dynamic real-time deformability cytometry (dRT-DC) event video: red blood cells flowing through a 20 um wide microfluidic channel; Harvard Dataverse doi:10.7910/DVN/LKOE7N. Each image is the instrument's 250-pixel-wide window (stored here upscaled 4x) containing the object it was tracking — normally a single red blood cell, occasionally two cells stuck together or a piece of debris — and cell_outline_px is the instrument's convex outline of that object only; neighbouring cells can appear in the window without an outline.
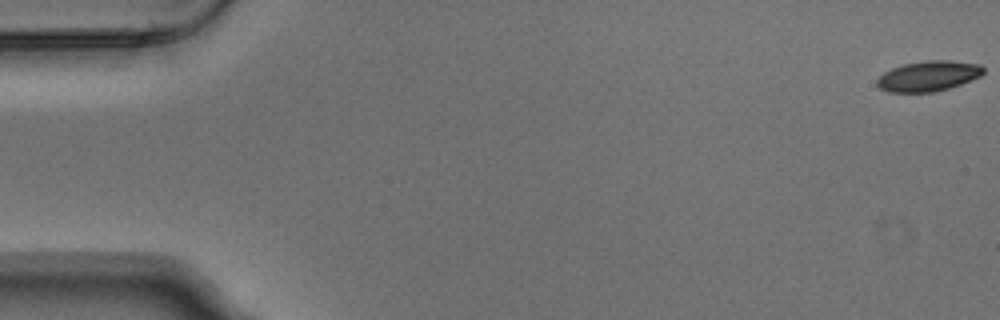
{"species": "Egyptian fruit bat (a non-hibernating species)", "species_latin": "Rousettus aegyptiacus", "temperature_condition": "warm", "stored_images_in_passage": 9, "segment_of_instrument_passage": [1, 2], "camera_frame_rate_fps": 3000, "um_per_image_px": 0.085, "animal": {"sex": "male"}, "frame": {"image": 1, "passage_image": 1, "time_ms": 0.0, "image_size_px": [1000, 320], "cell_outline_px": [[984, 72], [980, 76], [960, 84], [948, 88], [932, 92], [888, 92], [880, 88], [876, 84], [876, 80], [884, 72], [892, 68], [904, 64], [928, 60], [948, 60], [980, 64], [984, 68]], "centroid_in_image_um": [78.9, 6.46], "position_along_channel_um": 6.1, "area_um2": 18.67}}
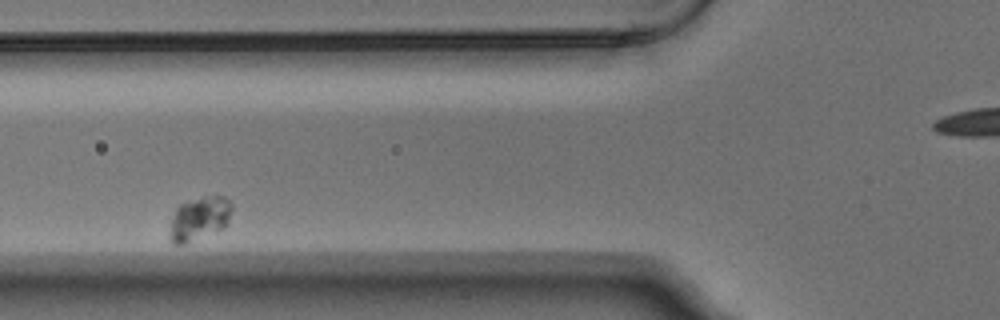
{"frame": {"image": 2, "passage_image": 7, "time_ms": 2.0, "image_size_px": [1000, 320], "cell_outline_px": [[232, 212], [228, 224], [224, 228], [184, 244], [172, 244], [168, 236], [172, 216], [176, 208], [180, 204], [204, 196], [224, 196], [232, 204]], "centroid_in_image_um": [16.94, 18.58], "position_along_channel_um": 108.9, "area_um2": 15.95}}